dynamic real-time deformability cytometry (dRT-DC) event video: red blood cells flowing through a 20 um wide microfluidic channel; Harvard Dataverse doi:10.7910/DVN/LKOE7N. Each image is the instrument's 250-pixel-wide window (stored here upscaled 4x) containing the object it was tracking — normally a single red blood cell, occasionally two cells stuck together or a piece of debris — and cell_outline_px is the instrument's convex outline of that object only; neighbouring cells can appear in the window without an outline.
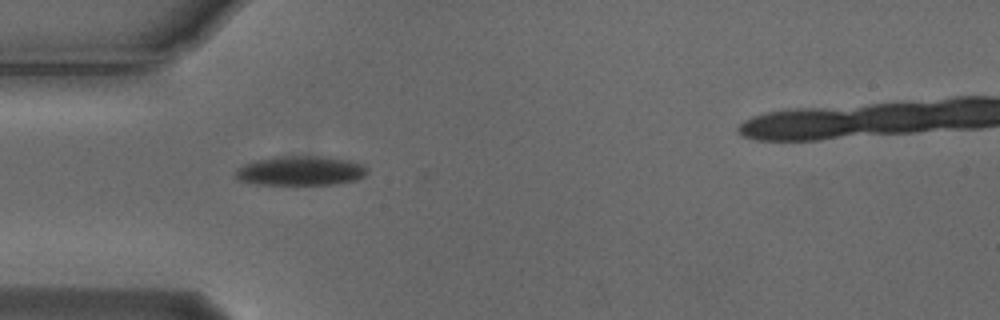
{"species": "Egyptian fruit bat (a non-hibernating species)", "species_latin": "Rousettus aegyptiacus", "temperature_condition": "cold", "stored_images_in_passage": 6, "camera_frame_rate_fps": 3000, "um_per_image_px": 0.085, "animal": {"sex": "male"}, "frame": {"image": 1, "passage_image": 5, "time_ms": 1.333, "image_size_px": [1000, 320], "cell_outline_px": [[368, 172], [364, 176], [356, 180], [332, 184], [256, 184], [236, 180], [236, 168], [244, 164], [256, 160], [276, 156], [324, 156], [348, 160], [364, 164], [368, 168]], "centroid_in_image_um": [25.55, 14.5], "position_along_channel_um": 59.5, "area_um2": 22.72}}